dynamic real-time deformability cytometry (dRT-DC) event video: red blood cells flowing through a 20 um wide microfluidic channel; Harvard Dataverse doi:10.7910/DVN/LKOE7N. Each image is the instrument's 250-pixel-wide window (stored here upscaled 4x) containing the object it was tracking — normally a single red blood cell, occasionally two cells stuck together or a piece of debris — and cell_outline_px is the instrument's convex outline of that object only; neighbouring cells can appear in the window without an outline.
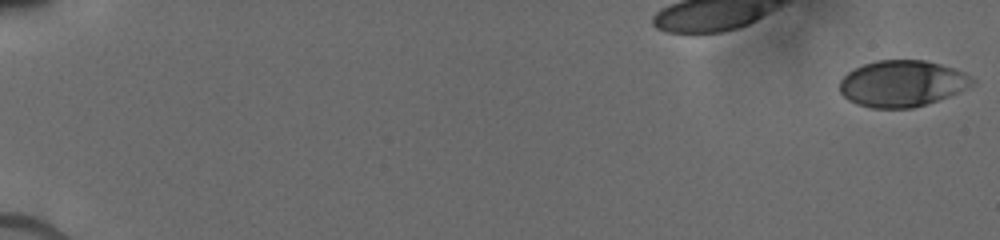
{"species": "human", "species_latin": "Homo sapiens", "temperature_condition": "cold", "stored_images_in_passage": 25, "camera_frame_rate_fps": 3000, "um_per_image_px": 0.085, "donor": {"sex": "male"}, "frame": {"image": 1, "passage_image": 1, "time_ms": 0.0, "image_size_px": [1000, 240], "cell_outline_px": [[976, 80], [972, 84], [948, 96], [912, 108], [868, 108], [856, 104], [848, 100], [840, 92], [840, 80], [848, 72], [864, 64], [876, 60], [924, 60], [940, 64], [964, 72]], "centroid_in_image_um": [76.63, 7.1], "position_along_channel_um": 8.4, "area_um2": 35.49}}
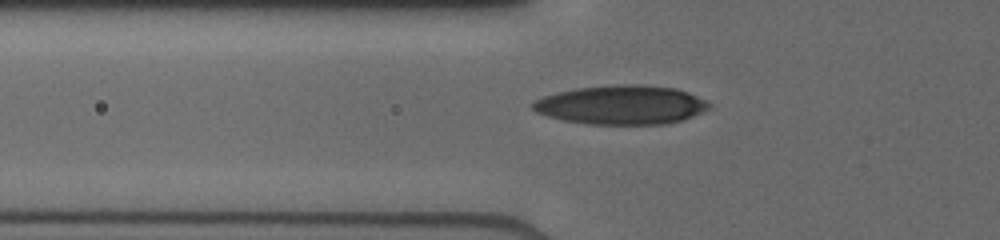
{"frame": {"image": 2, "passage_image": 16, "time_ms": 6.667, "image_size_px": [1000, 240], "cell_outline_px": [[712, 108], [684, 120], [664, 124], [588, 124], [564, 120], [548, 116], [536, 112], [532, 108], [532, 104], [536, 100], [544, 96], [576, 88], [624, 84], [636, 84], [676, 88], [688, 92], [712, 104]], "centroid_in_image_um": [52.87, 8.92], "position_along_channel_um": 72.9, "area_um2": 40.0}}
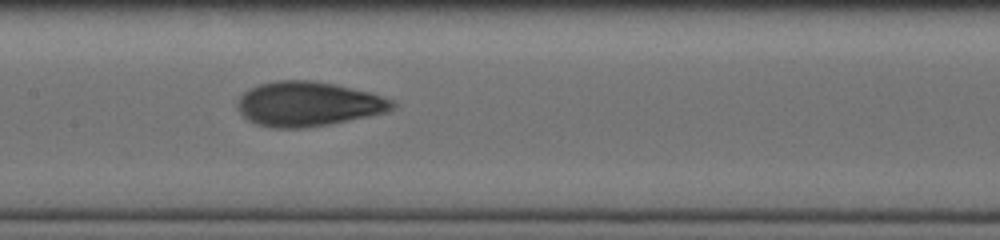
{"frame": {"image": 3, "passage_image": 24, "time_ms": 9.333, "image_size_px": [1000, 240], "cell_outline_px": [[396, 108], [388, 112], [308, 128], [272, 128], [256, 124], [248, 120], [236, 108], [236, 104], [240, 96], [248, 88], [260, 84], [276, 80], [312, 80], [332, 84], [368, 92], [392, 100], [396, 104]], "centroid_in_image_um": [26.16, 8.84], "position_along_channel_um": 181.2, "area_um2": 40.23}}